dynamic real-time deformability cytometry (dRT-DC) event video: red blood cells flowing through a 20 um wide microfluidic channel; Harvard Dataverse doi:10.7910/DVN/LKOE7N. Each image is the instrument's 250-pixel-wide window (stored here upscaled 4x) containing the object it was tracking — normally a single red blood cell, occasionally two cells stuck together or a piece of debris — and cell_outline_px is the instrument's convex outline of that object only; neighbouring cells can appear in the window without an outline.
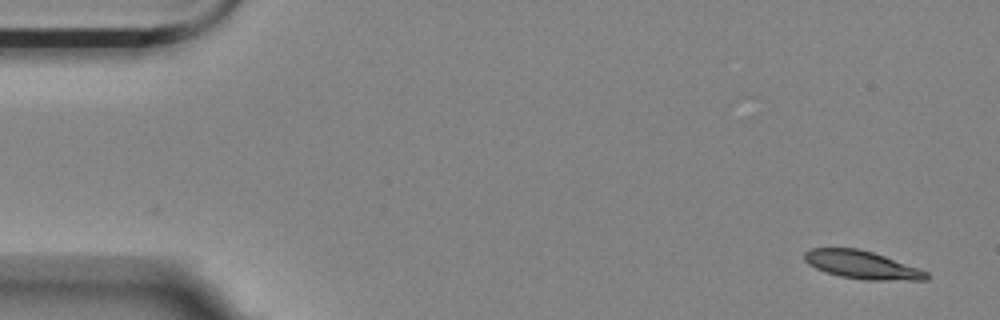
{"species": "Egyptian fruit bat (a non-hibernating species)", "species_latin": "Rousettus aegyptiacus", "temperature_condition": "room temperature", "stored_images_in_passage": 5, "camera_frame_rate_fps": 3000, "um_per_image_px": 0.085, "animal": {"sex": "female"}, "frame": {"image": 1, "passage_image": 1, "time_ms": 0.0, "image_size_px": [1000, 320], "cell_outline_px": [[928, 280], [864, 280], [840, 276], [824, 272], [808, 264], [804, 260], [804, 252], [812, 248], [856, 248], [872, 252], [884, 256], [928, 272]], "centroid_in_image_um": [73.22, 22.52], "position_along_channel_um": 11.8, "area_um2": 19.77}}
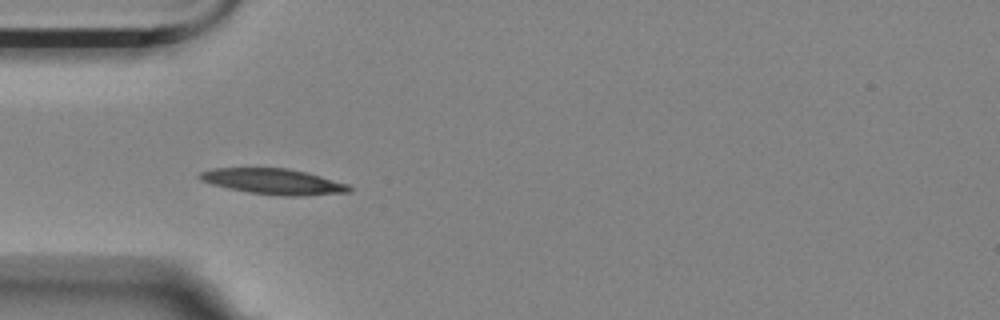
{"frame": {"image": 2, "passage_image": 4, "time_ms": 4.667, "image_size_px": [1000, 320], "cell_outline_px": [[352, 192], [300, 196], [280, 196], [248, 192], [228, 188], [212, 184], [200, 180], [196, 176], [200, 172], [212, 168], [288, 168], [320, 176], [348, 184], [352, 188]], "centroid_in_image_um": [23.22, 15.43], "position_along_channel_um": 61.8, "area_um2": 22.37}}
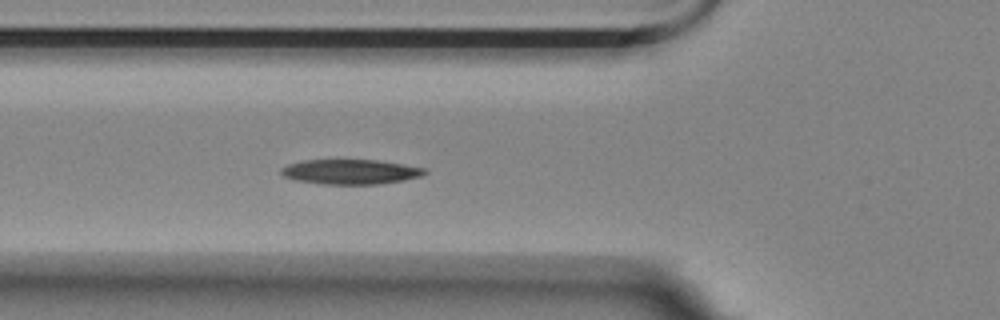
{"frame": {"image": 3, "passage_image": 5, "time_ms": 5.667, "image_size_px": [1000, 320], "cell_outline_px": [[428, 172], [420, 176], [404, 180], [376, 184], [320, 184], [296, 180], [284, 176], [280, 172], [280, 168], [288, 164], [304, 160], [376, 160], [404, 164], [428, 168]], "centroid_in_image_um": [29.8, 14.6], "position_along_channel_um": 96.0, "area_um2": 20.81}}